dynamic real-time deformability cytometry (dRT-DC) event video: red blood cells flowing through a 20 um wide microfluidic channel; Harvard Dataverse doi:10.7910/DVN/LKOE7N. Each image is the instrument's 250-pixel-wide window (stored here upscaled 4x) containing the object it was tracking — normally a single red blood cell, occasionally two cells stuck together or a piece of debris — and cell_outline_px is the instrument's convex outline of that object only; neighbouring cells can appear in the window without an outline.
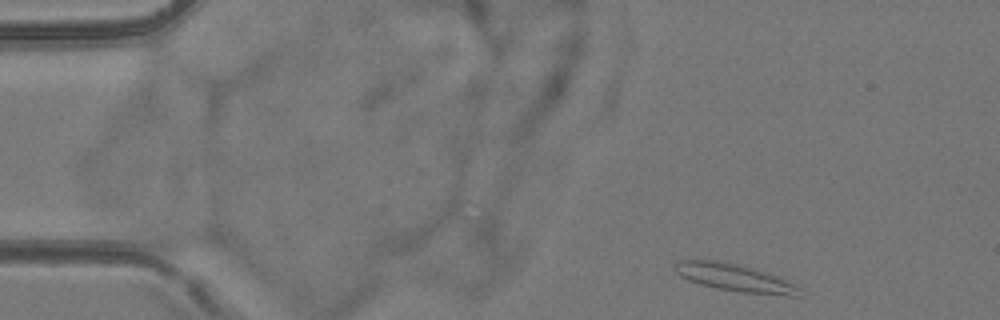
{"species": "common noctule bat (a hibernating species)", "species_latin": "Nyctalus noctula", "temperature_condition": "room temperature", "stored_images_in_passage": 5, "camera_frame_rate_fps": 3000, "um_per_image_px": 0.085, "animal": {"sex": "female", "body_mass_g": 24.6, "forearm_length_mm": 56.2}, "frame": {"image": 1, "passage_image": 1, "time_ms": 0.0, "image_size_px": [1000, 320], "cell_outline_px": [[800, 288], [796, 296], [788, 296], [740, 292], [716, 288], [700, 284], [688, 280], [680, 276], [676, 272], [676, 260], [716, 260], [736, 264], [768, 272], [780, 276], [796, 284]], "centroid_in_image_um": [62.48, 23.61], "position_along_channel_um": 22.5, "area_um2": 19.94}}